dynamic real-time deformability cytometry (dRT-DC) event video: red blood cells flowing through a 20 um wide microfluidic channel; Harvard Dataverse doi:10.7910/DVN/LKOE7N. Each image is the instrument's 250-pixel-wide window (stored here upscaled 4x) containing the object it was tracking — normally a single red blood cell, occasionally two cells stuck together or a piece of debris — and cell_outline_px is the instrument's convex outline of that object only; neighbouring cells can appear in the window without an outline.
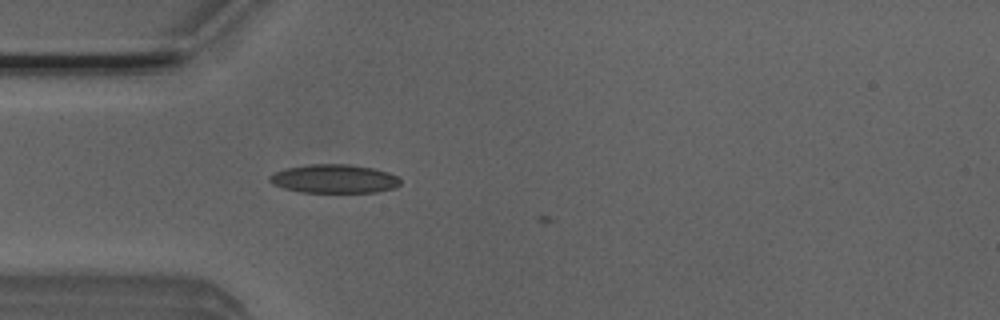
{"species": "Egyptian fruit bat (a non-hibernating species)", "species_latin": "Rousettus aegyptiacus", "temperature_condition": "room temperature", "stored_images_in_passage": 4, "camera_frame_rate_fps": 3000, "um_per_image_px": 0.085, "animal": {"sex": "male"}, "frame": {"image": 1, "passage_image": 4, "time_ms": 1.0, "image_size_px": [1000, 320], "cell_outline_px": [[400, 184], [396, 188], [376, 192], [300, 192], [284, 188], [272, 184], [268, 180], [268, 176], [284, 168], [312, 164], [348, 164], [372, 168], [388, 172], [396, 176], [400, 180]], "centroid_in_image_um": [28.39, 15.2], "position_along_channel_um": 56.6, "area_um2": 21.85}}